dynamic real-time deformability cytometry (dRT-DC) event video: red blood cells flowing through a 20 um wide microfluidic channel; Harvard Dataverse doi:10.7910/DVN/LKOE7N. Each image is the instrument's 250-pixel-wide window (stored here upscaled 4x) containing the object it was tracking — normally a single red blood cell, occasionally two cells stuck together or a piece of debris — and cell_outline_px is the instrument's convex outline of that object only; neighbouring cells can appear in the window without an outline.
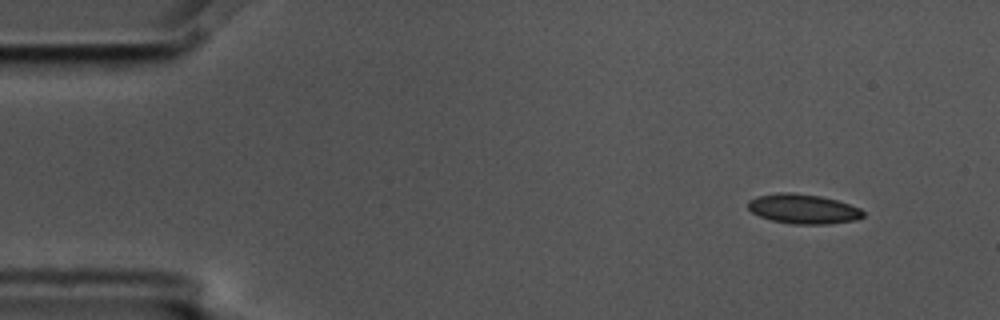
{"species": "common noctule bat (a hibernating species)", "species_latin": "Nyctalus noctula", "temperature_condition": "cold", "stored_images_in_passage": 4, "camera_frame_rate_fps": 3000, "um_per_image_px": 0.085, "animal": {"sex": "male", "body_mass_g": 17.5, "forearm_length_mm": 52.3}, "frame": {"image": 1, "passage_image": 1, "time_ms": 0.0, "image_size_px": [1000, 320], "cell_outline_px": [[864, 216], [856, 220], [828, 224], [792, 224], [772, 220], [760, 216], [752, 212], [748, 208], [748, 200], [756, 196], [776, 192], [792, 192], [820, 196], [836, 200], [860, 208], [864, 212]], "centroid_in_image_um": [68.25, 17.75], "position_along_channel_um": 16.7, "area_um2": 19.94}}
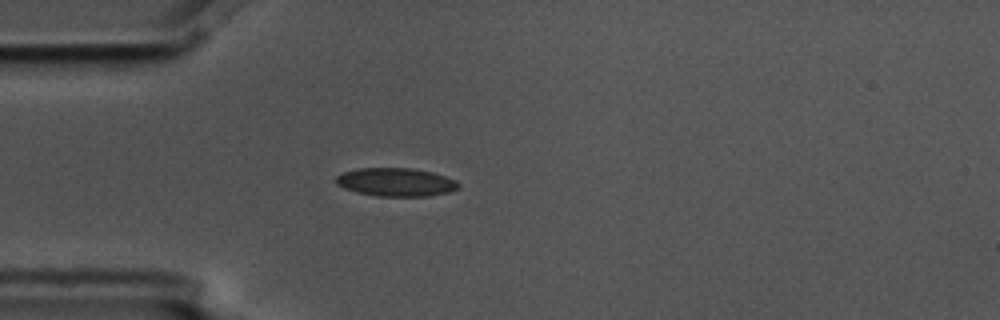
{"frame": {"image": 2, "passage_image": 4, "time_ms": 1.0, "image_size_px": [1000, 320], "cell_outline_px": [[460, 188], [448, 192], [428, 196], [376, 196], [356, 192], [344, 188], [336, 184], [336, 176], [344, 172], [356, 168], [412, 168], [432, 172], [456, 180], [460, 184]], "centroid_in_image_um": [33.65, 15.48], "position_along_channel_um": 51.3, "area_um2": 20.29}}